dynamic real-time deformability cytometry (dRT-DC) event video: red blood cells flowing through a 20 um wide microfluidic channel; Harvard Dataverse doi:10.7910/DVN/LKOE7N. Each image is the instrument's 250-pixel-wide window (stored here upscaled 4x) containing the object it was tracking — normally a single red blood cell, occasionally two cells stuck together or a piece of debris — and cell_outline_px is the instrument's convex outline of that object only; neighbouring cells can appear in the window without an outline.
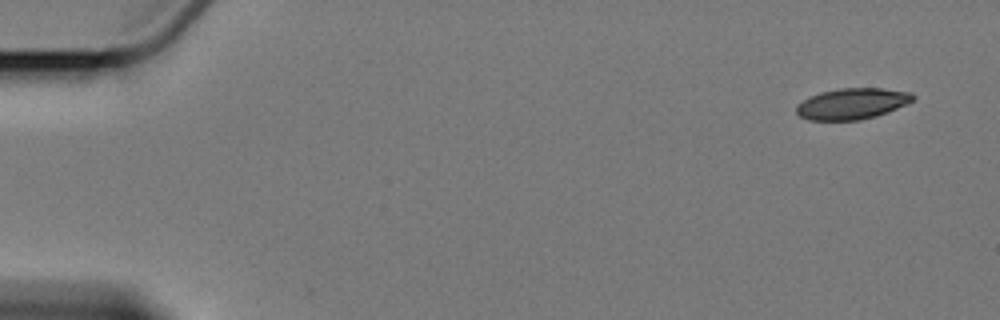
{"species": "Egyptian fruit bat (a non-hibernating species)", "species_latin": "Rousettus aegyptiacus", "temperature_condition": "cold", "stored_images_in_passage": 5, "camera_frame_rate_fps": 3000, "um_per_image_px": 0.085, "animal": {"sex": "female"}, "frame": {"image": 1, "passage_image": 1, "time_ms": 0.0, "image_size_px": [1000, 320], "cell_outline_px": [[916, 96], [912, 100], [888, 112], [876, 116], [860, 120], [808, 120], [800, 116], [796, 112], [796, 104], [820, 92], [840, 88], [880, 88], [912, 92]], "centroid_in_image_um": [72.42, 8.81], "position_along_channel_um": 12.6, "area_um2": 20.98}}
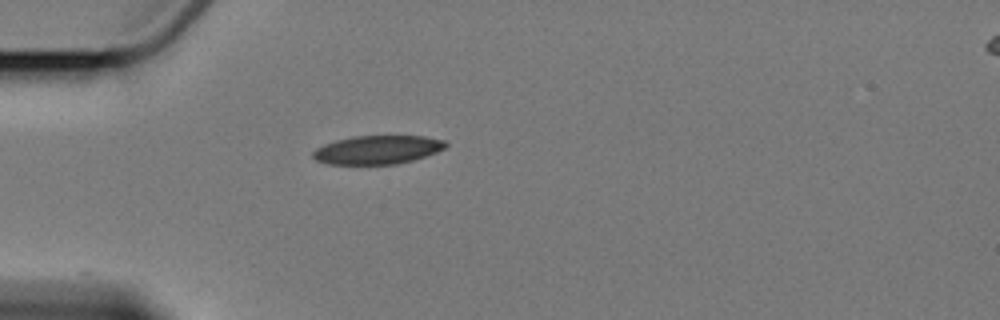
{"frame": {"image": 2, "passage_image": 5, "time_ms": 4.667, "image_size_px": [1000, 320], "cell_outline_px": [[448, 144], [444, 148], [436, 152], [412, 160], [396, 164], [328, 164], [316, 160], [312, 156], [312, 152], [316, 148], [324, 144], [336, 140], [352, 136], [424, 136], [444, 140]], "centroid_in_image_um": [32.06, 12.72], "position_along_channel_um": 52.9, "area_um2": 22.02}}